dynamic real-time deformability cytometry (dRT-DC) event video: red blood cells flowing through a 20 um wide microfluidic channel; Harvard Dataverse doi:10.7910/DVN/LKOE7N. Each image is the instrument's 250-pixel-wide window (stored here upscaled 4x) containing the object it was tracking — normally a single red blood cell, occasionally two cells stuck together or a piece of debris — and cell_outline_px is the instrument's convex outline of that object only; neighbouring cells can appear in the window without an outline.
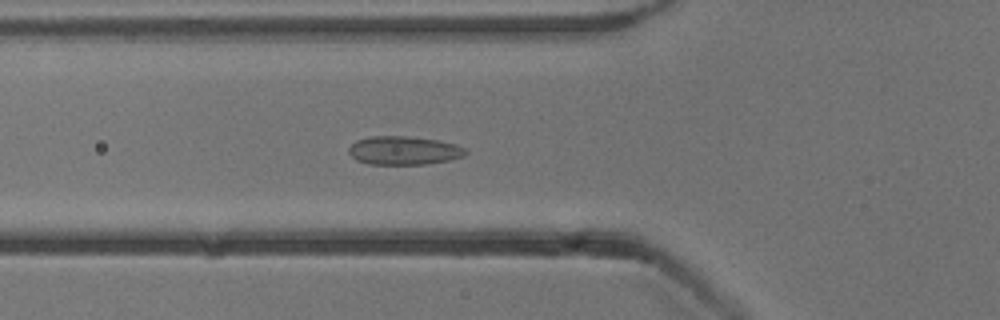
{"species": "common noctule bat (a hibernating species)", "species_latin": "Nyctalus noctula", "temperature_condition": "cold", "stored_images_in_passage": 52, "camera_frame_rate_fps": 3000, "um_per_image_px": 0.085, "animal": {"sex": "male", "body_mass_g": 13.3}, "frame": {"image": 1, "passage_image": 18, "time_ms": 5.667, "image_size_px": [1000, 320], "cell_outline_px": [[468, 152], [464, 156], [448, 160], [428, 164], [368, 164], [356, 160], [348, 152], [348, 148], [356, 140], [368, 136], [404, 136], [436, 140], [456, 144], [468, 148]], "centroid_in_image_um": [34.33, 12.79], "position_along_channel_um": 91.5, "area_um2": 19.54}}
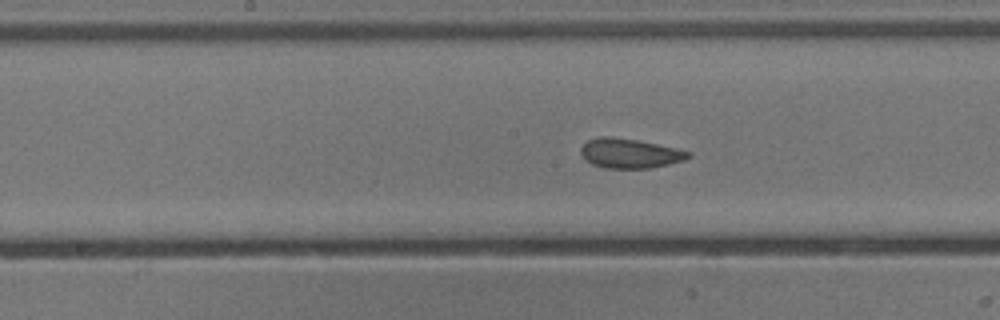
{"frame": {"image": 2, "passage_image": 26, "time_ms": 8.333, "image_size_px": [1000, 320], "cell_outline_px": [[692, 156], [684, 160], [668, 164], [648, 168], [604, 168], [592, 164], [584, 160], [580, 152], [580, 148], [588, 140], [600, 136], [608, 136], [636, 140], [676, 148], [692, 152]], "centroid_in_image_um": [53.51, 13.04], "position_along_channel_um": 194.7, "area_um2": 18.5}}
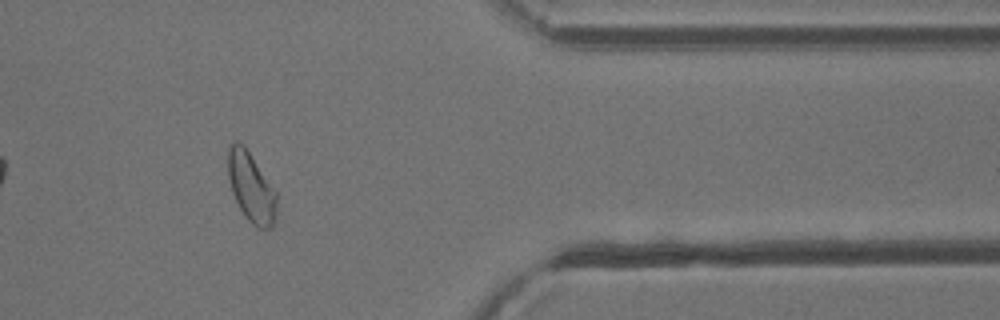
{"frame": {"image": 3, "passage_image": 43, "time_ms": 14.0, "image_size_px": [1000, 320], "cell_outline_px": [[276, 216], [272, 224], [268, 228], [256, 228], [248, 220], [240, 208], [232, 192], [228, 176], [228, 148], [236, 140], [244, 144], [276, 192]], "centroid_in_image_um": [21.33, 15.9], "position_along_channel_um": 390.1, "area_um2": 19.48}, "authors_computed_cell_mechanics": {"area_um2": 19.5075, "velocity_mm_per_s": 3.844, "shape_relaxation_time_tau1_ms": 5.9196, "shape_relaxation_time_tau2_ms": 1.4144, "deformation_change_tau1": 0.0935, "deformation_change_tau2": 0.0539}}